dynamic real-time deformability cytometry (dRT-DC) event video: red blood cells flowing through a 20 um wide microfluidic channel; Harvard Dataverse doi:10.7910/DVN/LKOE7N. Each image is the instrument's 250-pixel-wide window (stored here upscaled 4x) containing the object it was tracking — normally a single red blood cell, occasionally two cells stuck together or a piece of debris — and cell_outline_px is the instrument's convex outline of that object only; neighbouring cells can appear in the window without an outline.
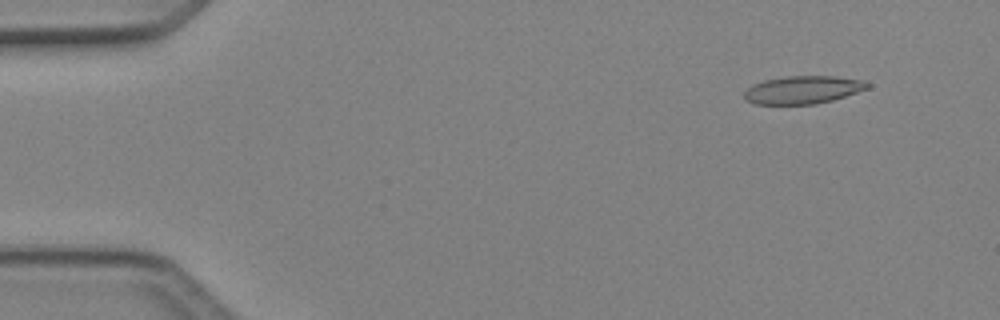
{"species": "Egyptian fruit bat (a non-hibernating species)", "species_latin": "Rousettus aegyptiacus", "temperature_condition": "cold", "stored_images_in_passage": 49, "camera_frame_rate_fps": 3000, "um_per_image_px": 0.085, "animal": {"sex": "female"}, "frame": {"image": 1, "passage_image": 5, "time_ms": 1.333, "image_size_px": [1000, 320], "cell_outline_px": [[872, 84], [868, 88], [832, 100], [816, 104], [752, 104], [744, 100], [744, 92], [752, 84], [764, 80], [784, 76], [836, 76], [864, 80]], "centroid_in_image_um": [68.22, 7.63], "position_along_channel_um": 16.8, "area_um2": 20.17}}
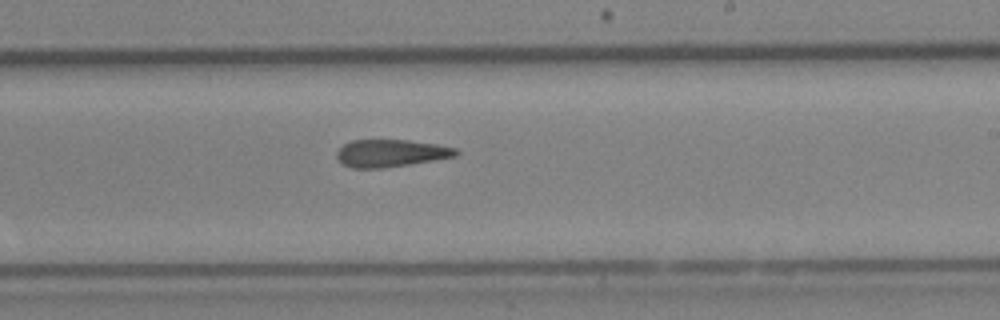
{"frame": {"image": 2, "passage_image": 30, "time_ms": 9.667, "image_size_px": [1000, 320], "cell_outline_px": [[460, 152], [456, 156], [384, 168], [352, 168], [344, 164], [336, 156], [336, 152], [344, 144], [352, 140], [408, 140], [436, 144], [456, 148]], "centroid_in_image_um": [33.22, 13.01], "position_along_channel_um": 255.8, "area_um2": 18.84}}
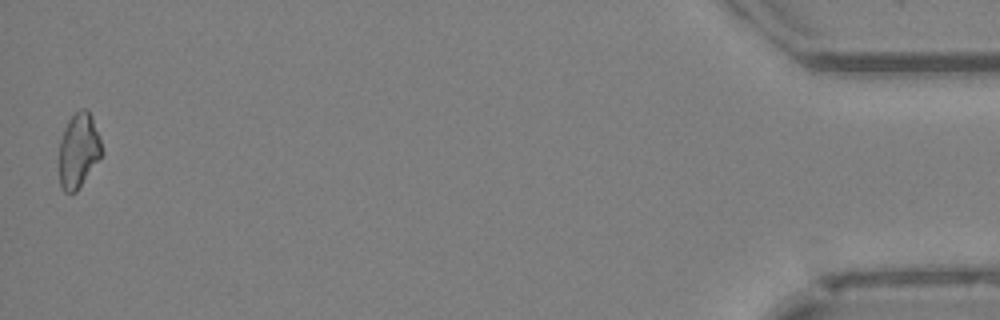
{"frame": {"image": 3, "passage_image": 49, "time_ms": 16.0, "image_size_px": [1000, 320], "cell_outline_px": [[104, 152], [76, 192], [64, 192], [60, 188], [60, 140], [64, 128], [68, 120], [80, 108], [84, 108], [92, 116], [100, 136]], "centroid_in_image_um": [6.69, 12.78], "position_along_channel_um": 428.5, "area_um2": 18.55}, "authors_computed_cell_mechanics": {"area_um2": 19.9988, "velocity_mm_per_s": 4.1563, "shape_relaxation_time_tau1_ms": null, "shape_relaxation_time_tau2_ms": 3.8115, "deformation_change_tau1": null, "deformation_change_tau2": 0.1416}}